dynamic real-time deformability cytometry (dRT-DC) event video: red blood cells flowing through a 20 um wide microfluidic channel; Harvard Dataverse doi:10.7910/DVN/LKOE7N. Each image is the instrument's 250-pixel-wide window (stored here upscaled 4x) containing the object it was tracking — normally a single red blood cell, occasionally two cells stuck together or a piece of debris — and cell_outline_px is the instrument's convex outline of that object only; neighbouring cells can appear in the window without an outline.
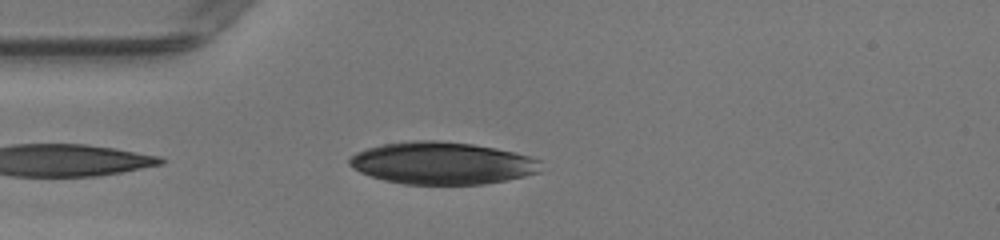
{"species": "human", "species_latin": "Homo sapiens", "temperature_condition": "warm", "stored_images_in_passage": 29, "camera_frame_rate_fps": 3000, "um_per_image_px": 0.085, "donor": {"sex": "female"}, "frame": {"image": 1, "passage_image": 2, "time_ms": 0.333, "image_size_px": [1000, 240], "cell_outline_px": [[540, 172], [524, 176], [484, 184], [404, 184], [384, 180], [360, 172], [352, 168], [348, 164], [348, 160], [356, 152], [368, 148], [384, 144], [412, 140], [436, 140], [472, 144], [496, 148], [528, 156], [540, 160]], "centroid_in_image_um": [37.56, 13.86], "position_along_channel_um": 47.4, "area_um2": 46.93}}
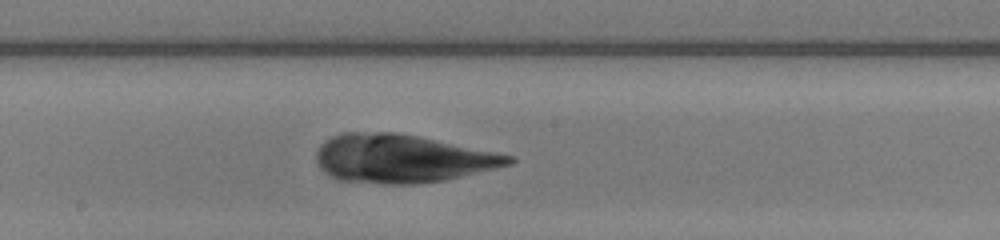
{"frame": {"image": 2, "passage_image": 15, "time_ms": 4.667, "image_size_px": [1000, 240], "cell_outline_px": [[516, 160], [512, 164], [444, 180], [416, 184], [384, 184], [336, 180], [328, 176], [320, 168], [316, 160], [316, 152], [320, 144], [324, 140], [340, 132], [396, 132], [516, 156]], "centroid_in_image_um": [34.11, 13.48], "position_along_channel_um": 214.1, "area_um2": 54.27}}
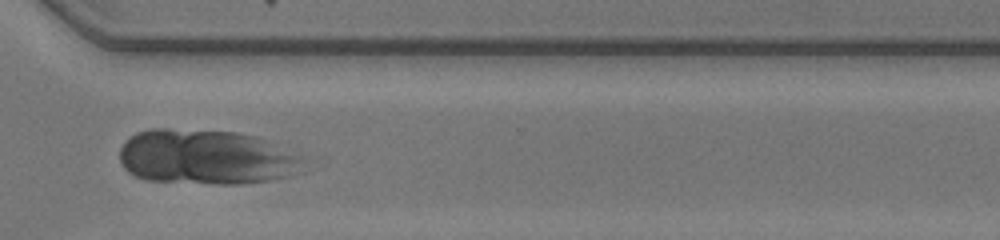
{"frame": {"image": 3, "passage_image": 25, "time_ms": 8.0, "image_size_px": [1000, 240], "cell_outline_px": [[304, 172], [296, 176], [276, 180], [244, 184], [216, 184], [148, 180], [136, 176], [128, 172], [120, 164], [120, 148], [124, 140], [136, 132], [148, 128], [164, 128], [236, 132], [256, 136], [268, 140], [300, 156]], "centroid_in_image_um": [17.54, 13.36], "position_along_channel_um": 353.1, "area_um2": 59.77}}